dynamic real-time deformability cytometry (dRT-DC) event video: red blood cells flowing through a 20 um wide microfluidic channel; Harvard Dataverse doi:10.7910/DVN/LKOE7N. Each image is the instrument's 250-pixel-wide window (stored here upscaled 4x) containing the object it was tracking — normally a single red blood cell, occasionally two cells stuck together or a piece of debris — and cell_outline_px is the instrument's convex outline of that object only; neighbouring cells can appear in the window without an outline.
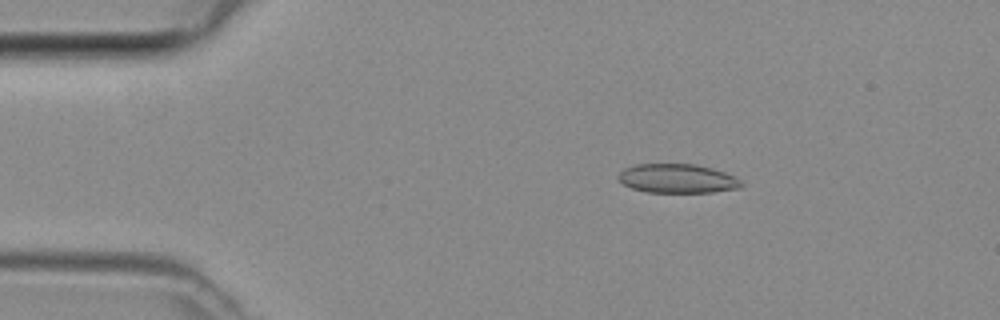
{"species": "common noctule bat (a hibernating species)", "species_latin": "Nyctalus noctula", "temperature_condition": "room temperature", "stored_images_in_passage": 47, "camera_frame_rate_fps": 3000, "um_per_image_px": 0.085, "animal": {"sex": "female", "body_mass_g": 29.2, "forearm_length_mm": 56.3}, "frame": {"image": 1, "passage_image": 8, "time_ms": 2.333, "image_size_px": [1000, 320], "cell_outline_px": [[744, 184], [740, 188], [712, 192], [648, 192], [632, 188], [624, 184], [616, 176], [624, 168], [636, 164], [696, 164], [712, 168], [724, 172], [740, 180]], "centroid_in_image_um": [57.57, 15.17], "position_along_channel_um": 27.4, "area_um2": 20.75}}
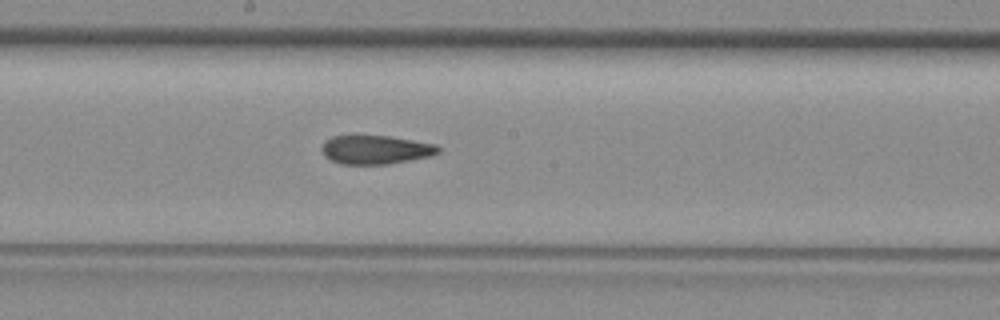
{"frame": {"image": 2, "passage_image": 25, "time_ms": 8.0, "image_size_px": [1000, 320], "cell_outline_px": [[440, 152], [432, 156], [388, 164], [340, 164], [324, 156], [320, 148], [324, 140], [332, 136], [388, 136], [436, 144], [440, 148]], "centroid_in_image_um": [31.91, 12.73], "position_along_channel_um": 216.3, "area_um2": 19.59}}
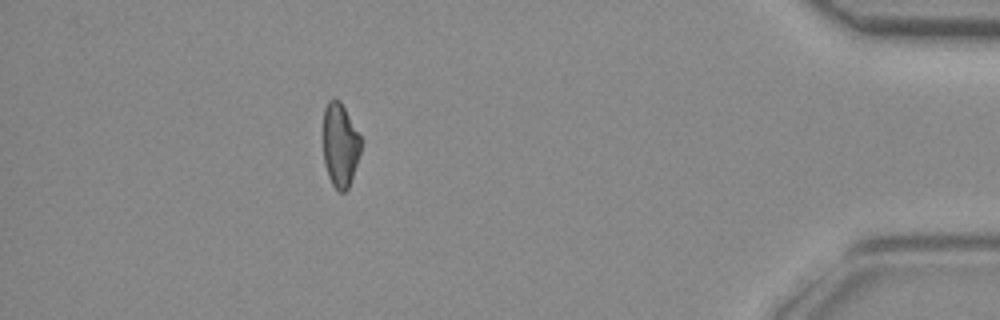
{"frame": {"image": 3, "passage_image": 42, "time_ms": 13.667, "image_size_px": [1000, 320], "cell_outline_px": [[364, 140], [348, 188], [344, 192], [340, 192], [332, 184], [328, 176], [324, 164], [324, 108], [328, 100], [340, 100]], "centroid_in_image_um": [28.93, 12.31], "position_along_channel_um": 406.3, "area_um2": 18.5}}